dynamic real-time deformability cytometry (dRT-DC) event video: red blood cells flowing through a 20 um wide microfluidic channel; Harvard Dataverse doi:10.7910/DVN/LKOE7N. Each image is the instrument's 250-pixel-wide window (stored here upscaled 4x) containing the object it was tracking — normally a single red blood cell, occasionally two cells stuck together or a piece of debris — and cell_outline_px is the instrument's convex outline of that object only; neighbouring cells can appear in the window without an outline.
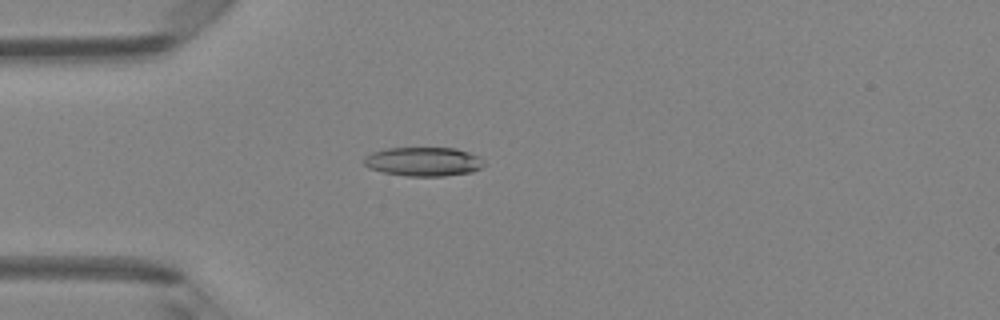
{"species": "Egyptian fruit bat (a non-hibernating species)", "species_latin": "Rousettus aegyptiacus", "temperature_condition": "room temperature", "stored_images_in_passage": 5, "camera_frame_rate_fps": 3000, "um_per_image_px": 0.085, "animal": {"sex": "female"}, "frame": {"image": 1, "passage_image": 4, "time_ms": 1.0, "image_size_px": [1000, 320], "cell_outline_px": [[484, 164], [480, 168], [472, 172], [444, 176], [404, 176], [384, 172], [368, 168], [364, 164], [364, 156], [372, 152], [388, 148], [456, 148], [480, 156]], "centroid_in_image_um": [35.98, 13.74], "position_along_channel_um": 49.0, "area_um2": 20.35}}